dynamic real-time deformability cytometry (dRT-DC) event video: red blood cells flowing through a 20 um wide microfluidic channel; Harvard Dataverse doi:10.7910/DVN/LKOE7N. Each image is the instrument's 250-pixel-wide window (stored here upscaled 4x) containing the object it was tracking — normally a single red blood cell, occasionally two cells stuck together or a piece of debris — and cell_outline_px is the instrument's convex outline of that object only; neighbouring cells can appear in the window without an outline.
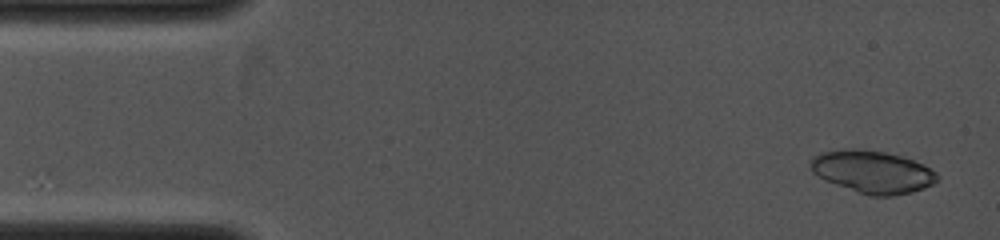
{"species": "common noctule bat (a hibernating species)", "species_latin": "Nyctalus noctula", "temperature_condition": "cold", "stored_images_in_passage": 3, "camera_frame_rate_fps": 4000, "um_per_image_px": 0.085, "animal": {"sex": "female", "body_mass_g": 19.0, "forearm_length_mm": 53.3}, "frame": {"image": 1, "passage_image": 1, "time_ms": 0.0, "image_size_px": [1000, 240], "cell_outline_px": [[940, 176], [932, 184], [924, 188], [912, 192], [892, 196], [872, 196], [824, 180], [812, 172], [808, 164], [812, 156], [820, 152], [844, 148], [856, 148], [884, 152], [900, 156], [924, 164], [936, 172]], "centroid_in_image_um": [74.13, 14.59], "position_along_channel_um": 10.9, "area_um2": 31.44}}